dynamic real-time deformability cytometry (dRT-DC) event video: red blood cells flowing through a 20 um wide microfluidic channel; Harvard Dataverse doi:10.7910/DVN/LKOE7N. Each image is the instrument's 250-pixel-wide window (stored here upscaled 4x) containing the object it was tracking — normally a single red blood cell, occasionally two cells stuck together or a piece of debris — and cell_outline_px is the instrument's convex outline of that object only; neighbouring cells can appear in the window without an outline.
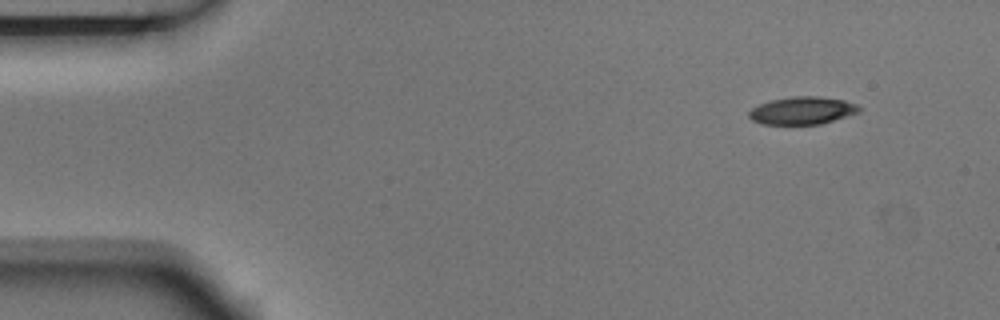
{"species": "Egyptian fruit bat (a non-hibernating species)", "species_latin": "Rousettus aegyptiacus", "temperature_condition": "room temperature", "stored_images_in_passage": 4, "camera_frame_rate_fps": 3000, "um_per_image_px": 0.085, "animal": {"sex": "male"}, "frame": {"image": 1, "passage_image": 1, "time_ms": 0.0, "image_size_px": [1000, 320], "cell_outline_px": [[860, 112], [820, 124], [760, 124], [752, 120], [748, 116], [748, 112], [752, 108], [760, 104], [772, 100], [792, 96], [816, 96], [844, 100], [856, 104], [860, 108]], "centroid_in_image_um": [68.18, 9.4], "position_along_channel_um": 16.8, "area_um2": 17.63}}
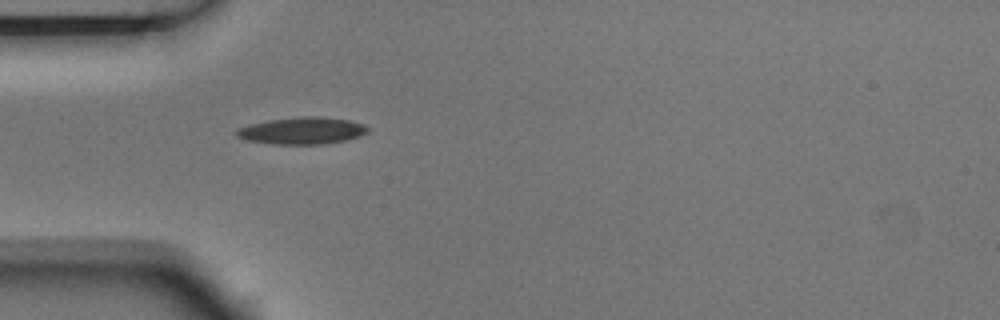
{"frame": {"image": 2, "passage_image": 4, "time_ms": 1.0, "image_size_px": [1000, 320], "cell_outline_px": [[368, 132], [360, 136], [344, 140], [320, 144], [272, 144], [244, 140], [236, 136], [236, 128], [268, 120], [304, 116], [316, 116], [348, 120], [364, 124], [368, 128]], "centroid_in_image_um": [25.65, 11.11], "position_along_channel_um": 59.4, "area_um2": 20.52}}